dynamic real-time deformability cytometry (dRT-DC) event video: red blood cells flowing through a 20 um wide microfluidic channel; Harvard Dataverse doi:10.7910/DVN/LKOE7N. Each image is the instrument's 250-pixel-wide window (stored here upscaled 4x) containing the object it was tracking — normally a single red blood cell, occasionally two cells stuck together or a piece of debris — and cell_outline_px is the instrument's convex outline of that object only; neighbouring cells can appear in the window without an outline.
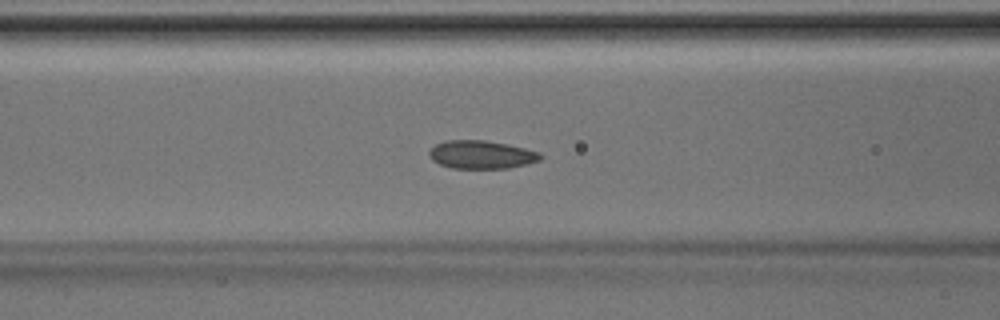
{"species": "Egyptian fruit bat (a non-hibernating species)", "species_latin": "Rousettus aegyptiacus", "temperature_condition": "room temperature", "stored_images_in_passage": 47, "camera_frame_rate_fps": 3000, "um_per_image_px": 0.085, "animal": {"sex": "male"}, "frame": {"image": 1, "passage_image": 19, "time_ms": 6.0, "image_size_px": [1000, 320], "cell_outline_px": [[544, 156], [540, 160], [528, 164], [508, 168], [452, 168], [440, 164], [432, 160], [428, 156], [428, 152], [436, 144], [444, 140], [484, 140], [508, 144], [540, 152]], "centroid_in_image_um": [40.93, 13.14], "position_along_channel_um": 125.7, "area_um2": 18.38}}
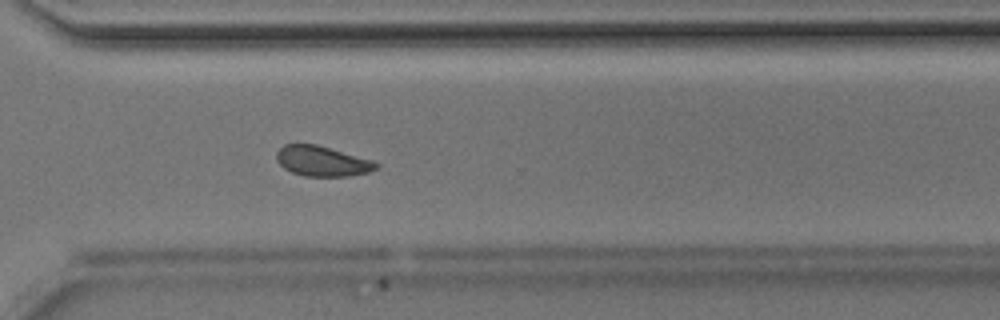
{"frame": {"image": 2, "passage_image": 34, "time_ms": 11.0, "image_size_px": [1000, 320], "cell_outline_px": [[380, 168], [368, 172], [348, 176], [304, 176], [292, 172], [284, 168], [276, 160], [276, 152], [284, 144], [316, 144], [372, 160], [380, 164]], "centroid_in_image_um": [27.39, 13.7], "position_along_channel_um": 343.2, "area_um2": 17.51}}
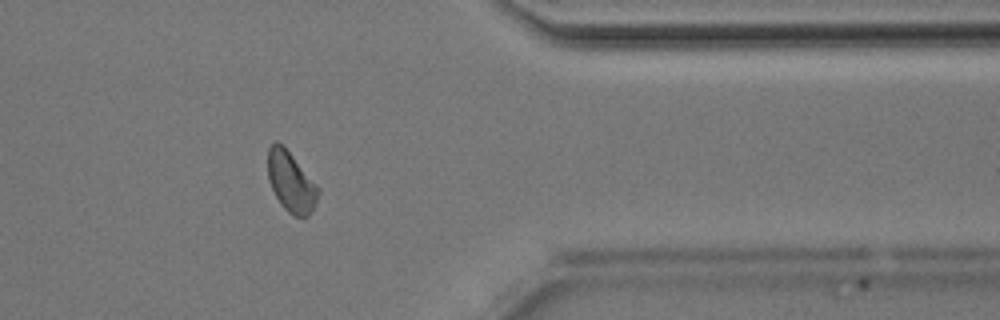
{"frame": {"image": 3, "passage_image": 38, "time_ms": 12.333, "image_size_px": [1000, 320], "cell_outline_px": [[320, 192], [308, 216], [292, 216], [280, 204], [268, 180], [268, 148], [276, 140], [292, 156], [320, 188]], "centroid_in_image_um": [24.72, 15.48], "position_along_channel_um": 386.7, "area_um2": 17.28}}